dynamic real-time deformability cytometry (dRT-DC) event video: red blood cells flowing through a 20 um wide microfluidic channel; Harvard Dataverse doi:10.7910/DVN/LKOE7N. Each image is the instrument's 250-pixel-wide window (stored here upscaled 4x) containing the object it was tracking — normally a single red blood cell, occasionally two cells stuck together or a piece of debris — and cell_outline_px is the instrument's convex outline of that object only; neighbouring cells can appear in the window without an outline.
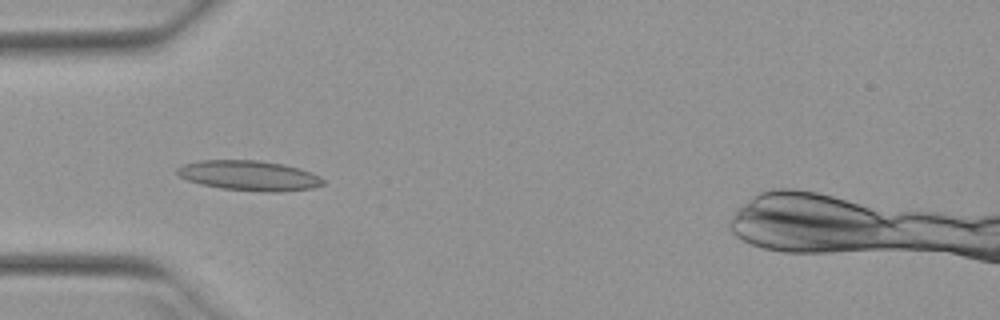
{"species": "Egyptian fruit bat (a non-hibernating species)", "species_latin": "Rousettus aegyptiacus", "temperature_condition": "warm", "stored_images_in_passage": 50, "camera_frame_rate_fps": 3000, "um_per_image_px": 0.085, "animal": {"sex": "female"}, "frame": {"image": 1, "passage_image": 14, "time_ms": 4.333, "image_size_px": [1000, 320], "cell_outline_px": [[324, 184], [312, 188], [280, 192], [260, 192], [220, 188], [200, 184], [188, 180], [180, 176], [176, 172], [176, 168], [184, 164], [200, 160], [260, 160], [284, 164], [300, 168], [324, 180]], "centroid_in_image_um": [21.15, 14.92], "position_along_channel_um": 63.8, "area_um2": 25.55}}
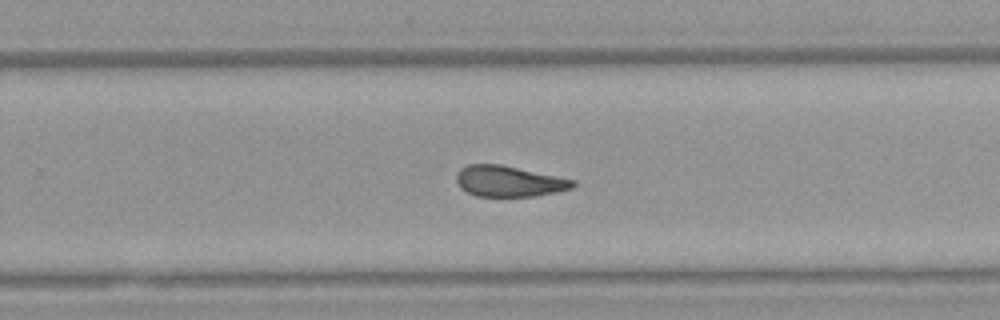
{"frame": {"image": 2, "passage_image": 31, "time_ms": 10.0, "image_size_px": [1000, 320], "cell_outline_px": [[576, 184], [572, 188], [556, 192], [536, 196], [476, 196], [460, 188], [456, 180], [456, 172], [460, 168], [468, 164], [500, 164], [576, 180]], "centroid_in_image_um": [43.24, 15.4], "position_along_channel_um": 286.6, "area_um2": 20.98}}
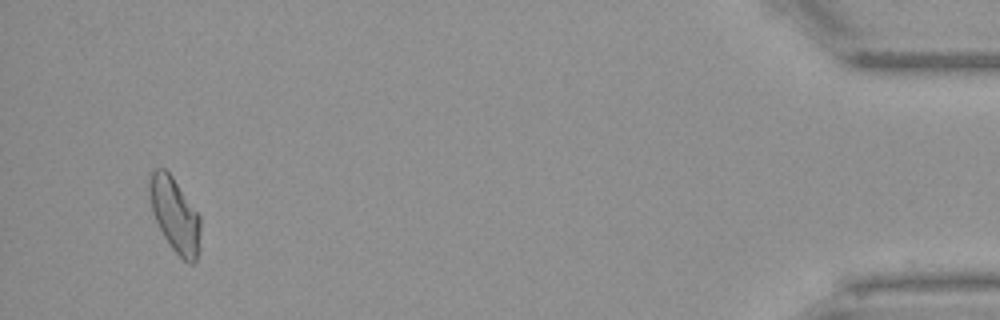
{"frame": {"image": 3, "passage_image": 47, "time_ms": 15.333, "image_size_px": [1000, 320], "cell_outline_px": [[200, 248], [196, 264], [188, 264], [172, 248], [164, 236], [152, 212], [144, 180], [156, 168], [164, 168], [172, 176], [200, 216]], "centroid_in_image_um": [14.83, 18.24], "position_along_channel_um": 420.4, "area_um2": 22.6}}